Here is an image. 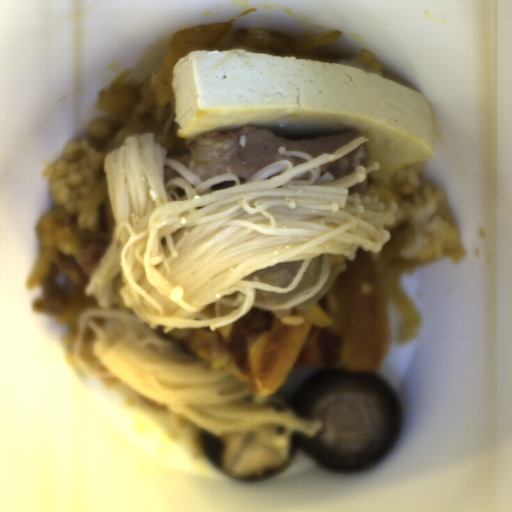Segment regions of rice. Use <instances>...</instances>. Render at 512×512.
<instances>
[{"label": "rice", "mask_w": 512, "mask_h": 512, "mask_svg": "<svg viewBox=\"0 0 512 512\" xmlns=\"http://www.w3.org/2000/svg\"><path fill=\"white\" fill-rule=\"evenodd\" d=\"M422 167L423 160L395 170L379 166L347 190L376 197L384 205L395 204V219L386 227L404 224L407 237L401 256L407 260L420 262L437 256L462 260L466 251L447 197L443 189L422 179Z\"/></svg>", "instance_id": "obj_1"}, {"label": "rice", "mask_w": 512, "mask_h": 512, "mask_svg": "<svg viewBox=\"0 0 512 512\" xmlns=\"http://www.w3.org/2000/svg\"><path fill=\"white\" fill-rule=\"evenodd\" d=\"M107 154L97 151L88 138L67 144L63 156L45 168L54 204L65 213L74 212L76 200L102 178Z\"/></svg>", "instance_id": "obj_2"}, {"label": "rice", "mask_w": 512, "mask_h": 512, "mask_svg": "<svg viewBox=\"0 0 512 512\" xmlns=\"http://www.w3.org/2000/svg\"><path fill=\"white\" fill-rule=\"evenodd\" d=\"M180 59L177 51H169L161 60L158 68L153 71L149 77V84L151 91L154 92L155 101L159 105L168 107L170 110L166 123L162 126H157L149 133H152L156 143L165 149L167 158L178 161L179 163L181 162L182 153L195 140L181 138L175 124V86L173 71Z\"/></svg>", "instance_id": "obj_3"}, {"label": "rice", "mask_w": 512, "mask_h": 512, "mask_svg": "<svg viewBox=\"0 0 512 512\" xmlns=\"http://www.w3.org/2000/svg\"><path fill=\"white\" fill-rule=\"evenodd\" d=\"M337 64L350 66L353 68L365 70L375 73L383 77L384 65L382 60L376 58L371 50L360 52L357 56L351 59H343Z\"/></svg>", "instance_id": "obj_4"}]
</instances>
